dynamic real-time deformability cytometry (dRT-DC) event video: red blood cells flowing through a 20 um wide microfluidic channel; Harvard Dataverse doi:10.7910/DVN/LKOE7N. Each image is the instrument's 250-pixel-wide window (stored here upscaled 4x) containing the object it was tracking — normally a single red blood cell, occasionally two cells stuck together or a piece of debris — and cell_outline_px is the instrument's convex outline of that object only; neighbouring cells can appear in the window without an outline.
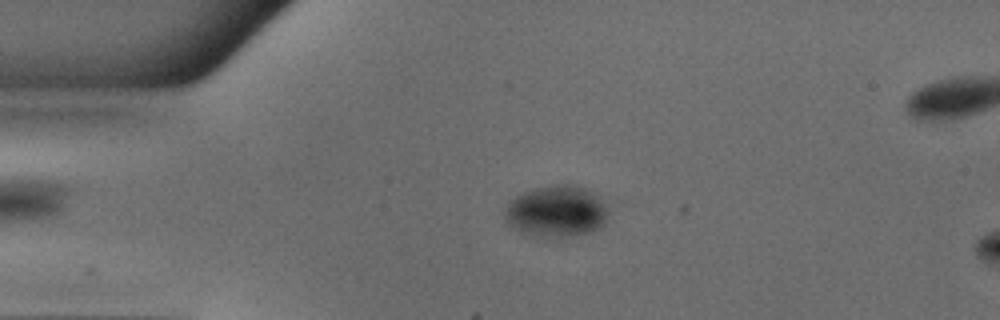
{"species": "common noctule bat (a hibernating species)", "species_latin": "Nyctalus noctula", "temperature_condition": "warm", "stored_images_in_passage": 51, "segment_of_instrument_passage": [1, 2], "camera_frame_rate_fps": 3000, "um_per_image_px": 0.085, "animal": {"sex": "male", "body_mass_g": 18.8}, "frame": {"image": 1, "passage_image": 11, "time_ms": 3.333, "image_size_px": [1000, 320], "cell_outline_px": [[608, 212], [604, 224], [600, 228], [588, 232], [568, 236], [524, 236], [508, 224], [504, 216], [504, 208], [516, 196], [524, 192], [536, 188], [556, 184], [576, 184], [596, 192], [604, 200]], "centroid_in_image_um": [47.3, 17.95], "position_along_channel_um": 37.7, "area_um2": 31.44}}
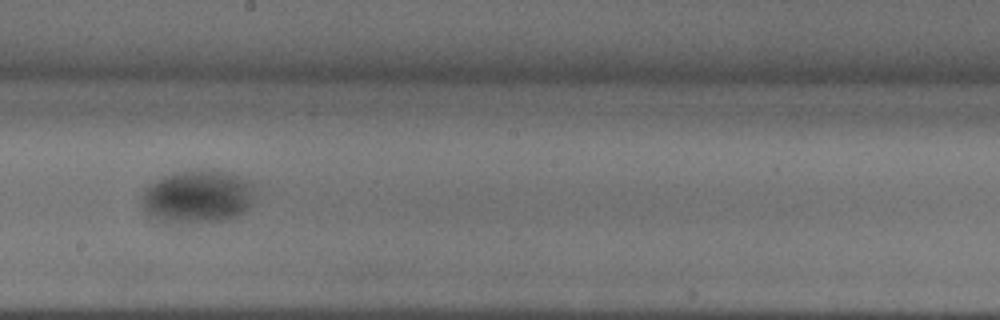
{"frame": {"image": 2, "passage_image": 28, "time_ms": 9.0, "image_size_px": [1000, 320], "cell_outline_px": [[252, 204], [248, 208], [224, 220], [188, 224], [160, 224], [144, 208], [144, 192], [156, 180], [164, 176], [180, 172], [200, 168], [212, 168], [236, 176], [252, 184]], "centroid_in_image_um": [16.77, 16.74], "position_along_channel_um": 231.4, "area_um2": 34.8}}
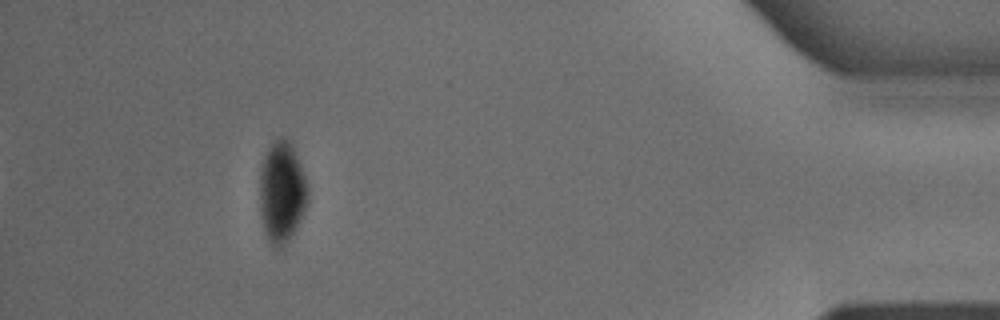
{"frame": {"image": 3, "passage_image": 46, "time_ms": 15.0, "image_size_px": [1000, 320], "cell_outline_px": [[308, 204], [296, 228], [288, 240], [280, 248], [272, 248], [268, 244], [260, 220], [260, 168], [264, 156], [268, 148], [276, 136], [284, 136], [288, 140], [292, 148], [304, 176], [308, 188]], "centroid_in_image_um": [23.92, 16.37], "position_along_channel_um": 411.3, "area_um2": 28.61}}